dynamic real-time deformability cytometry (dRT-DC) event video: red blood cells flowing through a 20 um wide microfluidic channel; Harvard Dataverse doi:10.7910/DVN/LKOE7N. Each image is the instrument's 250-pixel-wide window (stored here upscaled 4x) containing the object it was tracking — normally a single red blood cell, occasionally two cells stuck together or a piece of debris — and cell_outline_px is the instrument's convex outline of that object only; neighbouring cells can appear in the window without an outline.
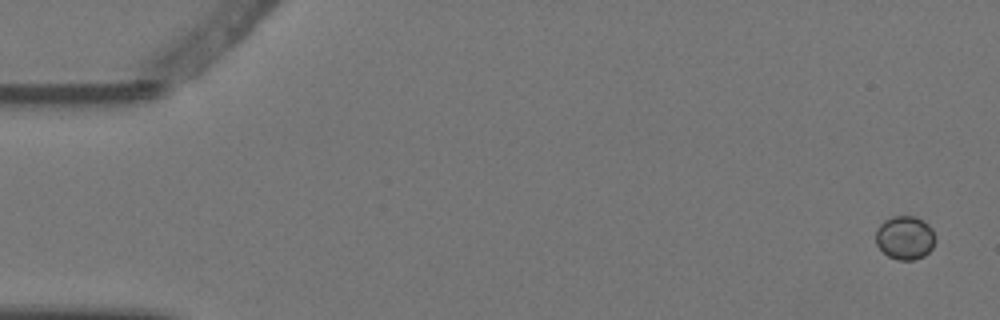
{"species": "Egyptian fruit bat (a non-hibernating species)", "species_latin": "Rousettus aegyptiacus", "temperature_condition": "warm", "stored_images_in_passage": 8, "camera_frame_rate_fps": 3000, "um_per_image_px": 0.085, "animal": {"sex": "female"}, "frame": {"image": 1, "passage_image": 1, "time_ms": 0.0, "image_size_px": [1000, 320], "cell_outline_px": [[936, 240], [932, 248], [924, 256], [916, 260], [900, 260], [888, 256], [876, 244], [876, 232], [880, 224], [884, 220], [892, 216], [912, 216], [924, 220], [932, 228]], "centroid_in_image_um": [76.94, 20.2], "position_along_channel_um": 8.1, "area_um2": 15.2}}
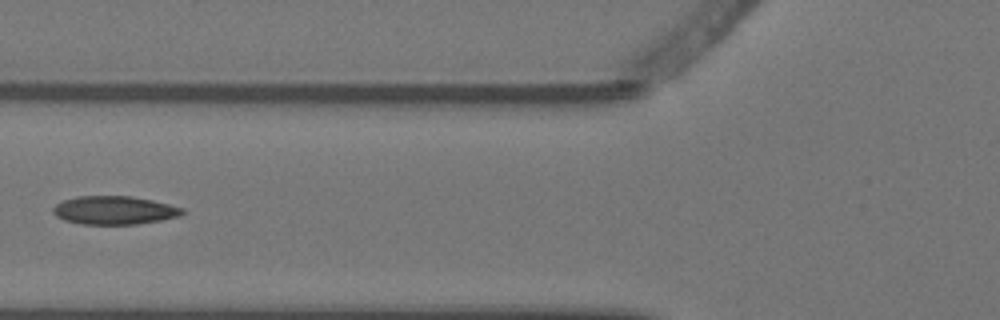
{"frame": {"image": 2, "passage_image": 7, "time_ms": 2.0, "image_size_px": [1000, 320], "cell_outline_px": [[184, 212], [180, 216], [160, 220], [136, 224], [80, 224], [64, 220], [56, 216], [52, 212], [52, 208], [56, 204], [64, 200], [76, 196], [132, 196], [152, 200], [184, 208]], "centroid_in_image_um": [9.7, 17.87], "position_along_channel_um": 116.1, "area_um2": 21.39}}
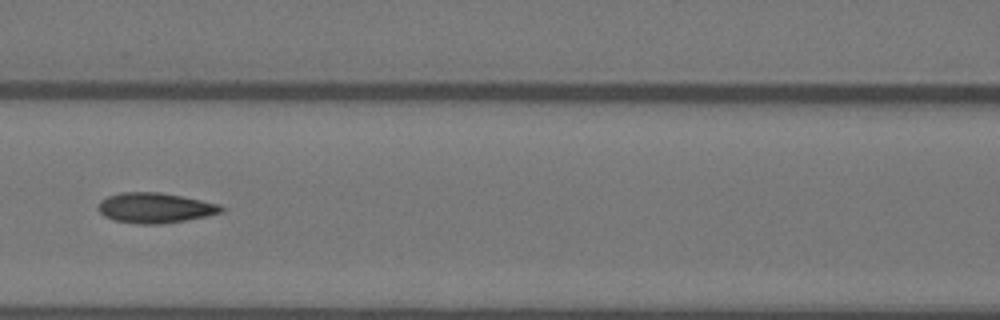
{"frame": {"image": 3, "passage_image": 8, "time_ms": 2.333, "image_size_px": [1000, 320], "cell_outline_px": [[224, 212], [208, 216], [164, 224], [136, 224], [112, 220], [104, 216], [96, 208], [100, 200], [108, 196], [120, 192], [160, 192], [220, 204], [224, 208]], "centroid_in_image_um": [13.16, 17.68], "position_along_channel_um": 153.4, "area_um2": 21.91}}